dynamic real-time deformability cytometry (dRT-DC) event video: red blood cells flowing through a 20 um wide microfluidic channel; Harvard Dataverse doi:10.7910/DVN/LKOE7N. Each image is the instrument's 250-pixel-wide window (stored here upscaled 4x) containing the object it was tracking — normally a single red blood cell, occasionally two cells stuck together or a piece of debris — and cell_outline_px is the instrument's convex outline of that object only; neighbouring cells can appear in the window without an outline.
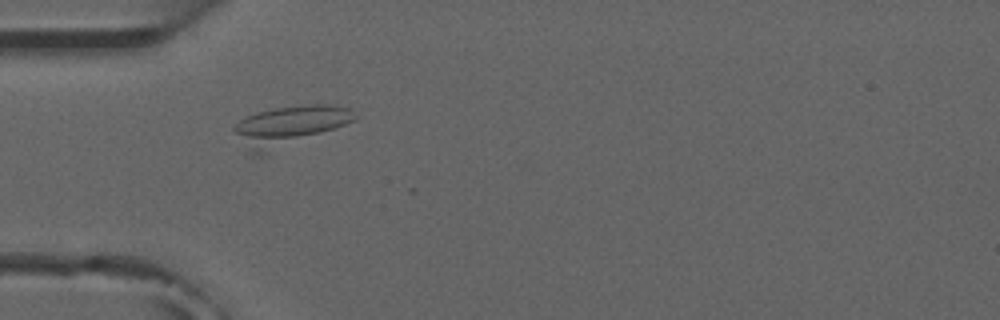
{"species": "common noctule bat (a hibernating species)", "species_latin": "Nyctalus noctula", "temperature_condition": "room temperature", "stored_images_in_passage": 6, "camera_frame_rate_fps": 3000, "um_per_image_px": 0.085, "animal": {"sex": "male", "forearm_length_mm": 52.5}, "frame": {"image": 1, "passage_image": 5, "time_ms": 4.667, "image_size_px": [1000, 320], "cell_outline_px": [[360, 116], [356, 120], [260, 156], [252, 156], [232, 128], [240, 120], [248, 116], [260, 112], [276, 108], [304, 104], [332, 104], [352, 108]], "centroid_in_image_um": [24.64, 10.68], "position_along_channel_um": 60.4, "area_um2": 27.8}}